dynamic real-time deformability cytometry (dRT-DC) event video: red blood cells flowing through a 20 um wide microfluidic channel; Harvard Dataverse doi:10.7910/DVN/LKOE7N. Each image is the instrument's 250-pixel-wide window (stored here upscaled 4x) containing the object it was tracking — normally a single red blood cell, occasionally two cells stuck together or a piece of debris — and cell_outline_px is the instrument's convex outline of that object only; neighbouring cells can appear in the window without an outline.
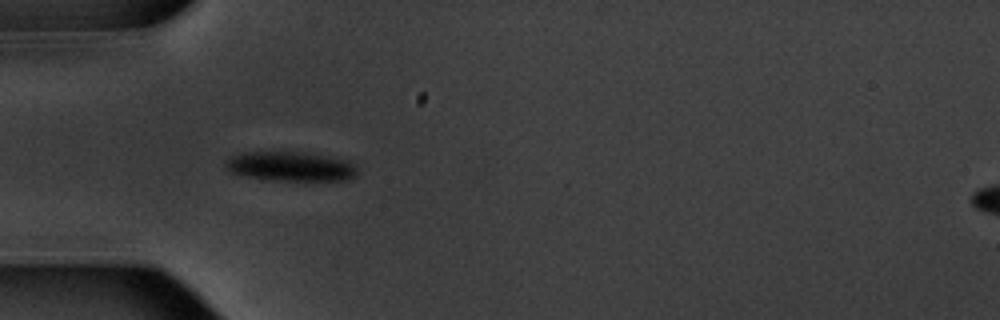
{"species": "common noctule bat (a hibernating species)", "species_latin": "Nyctalus noctula", "temperature_condition": "warm", "stored_images_in_passage": 38, "camera_frame_rate_fps": 3000, "um_per_image_px": 0.085, "animal": {"sex": "male", "body_mass_g": 20.1, "forearm_length_mm": 53.5}, "frame": {"image": 1, "passage_image": 1, "time_ms": 0.0, "image_size_px": [1000, 320], "cell_outline_px": [[356, 176], [348, 180], [260, 180], [244, 176], [232, 172], [224, 168], [224, 160], [228, 156], [244, 152], [308, 152], [332, 156], [348, 160], [356, 164]], "centroid_in_image_um": [24.67, 14.13], "position_along_channel_um": 60.3, "area_um2": 23.24}}
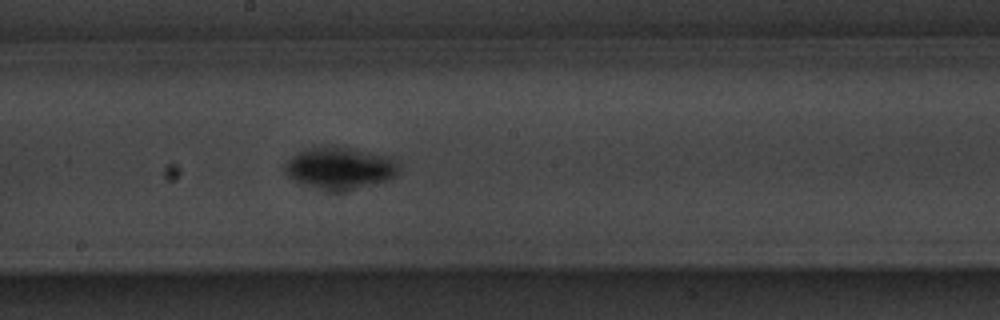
{"frame": {"image": 2, "passage_image": 14, "time_ms": 4.333, "image_size_px": [1000, 320], "cell_outline_px": [[400, 164], [396, 172], [392, 176], [384, 180], [372, 184], [340, 192], [332, 192], [304, 184], [296, 180], [284, 168], [284, 164], [292, 156], [300, 152], [312, 148], [332, 144], [336, 144], [388, 156]], "centroid_in_image_um": [28.89, 14.26], "position_along_channel_um": 219.3, "area_um2": 27.51}}
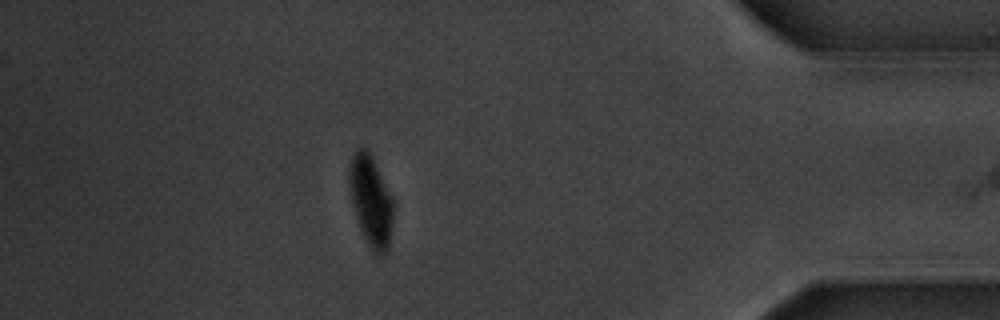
{"frame": {"image": 3, "passage_image": 32, "time_ms": 10.333, "image_size_px": [1000, 320], "cell_outline_px": [[392, 220], [388, 248], [384, 252], [376, 252], [368, 244], [360, 228], [356, 216], [348, 184], [348, 172], [352, 156], [356, 148], [368, 148], [392, 196]], "centroid_in_image_um": [31.5, 16.97], "position_along_channel_um": 403.7, "area_um2": 22.72}, "authors_computed_cell_mechanics": {"area_um2": 23.5824, "velocity_mm_per_s": 3.744, "shape_relaxation_time_tau1_ms": 1.8144, "shape_relaxation_time_tau2_ms": null, "deformation_change_tau1": 0.1483, "deformation_change_tau2": null}}